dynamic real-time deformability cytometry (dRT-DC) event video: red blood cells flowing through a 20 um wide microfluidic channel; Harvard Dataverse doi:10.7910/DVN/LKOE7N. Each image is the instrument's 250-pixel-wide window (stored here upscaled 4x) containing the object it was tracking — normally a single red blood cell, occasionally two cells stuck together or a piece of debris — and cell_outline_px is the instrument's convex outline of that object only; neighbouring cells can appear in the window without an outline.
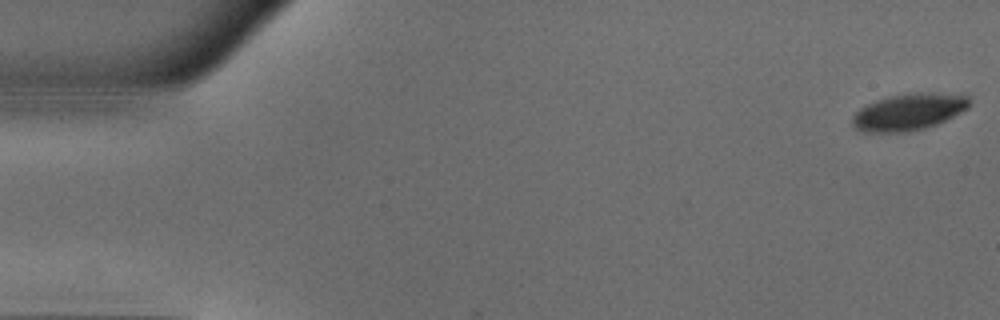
{"species": "common noctule bat (a hibernating species)", "species_latin": "Nyctalus noctula", "temperature_condition": "warm", "stored_images_in_passage": 8, "camera_frame_rate_fps": 3000, "um_per_image_px": 0.085, "animal": {"sex": "male", "body_mass_g": 18.8}, "frame": {"image": 1, "passage_image": 1, "time_ms": 0.0, "image_size_px": [1000, 320], "cell_outline_px": [[968, 108], [936, 124], [924, 128], [908, 132], [864, 132], [856, 128], [852, 124], [852, 116], [864, 104], [888, 96], [916, 92], [968, 92]], "centroid_in_image_um": [77.27, 9.47], "position_along_channel_um": 7.7, "area_um2": 25.43}}